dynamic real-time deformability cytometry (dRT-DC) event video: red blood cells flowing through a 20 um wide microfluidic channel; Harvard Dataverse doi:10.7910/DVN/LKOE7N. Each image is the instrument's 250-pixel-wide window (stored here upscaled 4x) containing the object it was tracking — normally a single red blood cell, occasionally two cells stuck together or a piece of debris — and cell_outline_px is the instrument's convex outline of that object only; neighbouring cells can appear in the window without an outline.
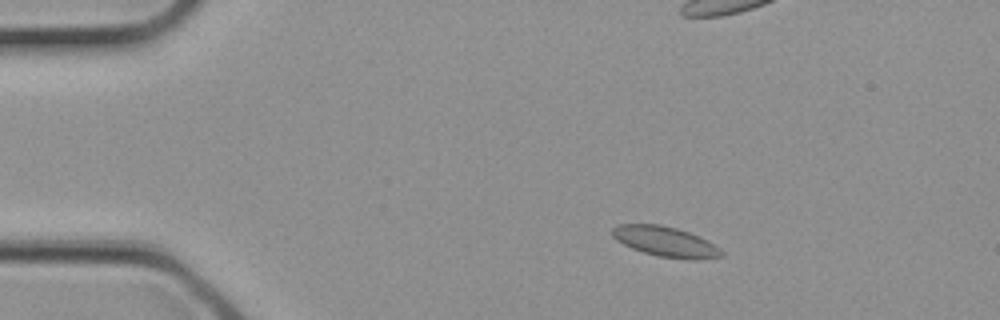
{"species": "common noctule bat (a hibernating species)", "species_latin": "Nyctalus noctula", "temperature_condition": "cold", "stored_images_in_passage": 2, "camera_frame_rate_fps": 3000, "um_per_image_px": 0.085, "animal": {"sex": "female", "body_mass_g": 21.9}, "frame": {"image": 1, "passage_image": 1, "time_ms": 0.0, "image_size_px": [1000, 320], "cell_outline_px": [[724, 256], [696, 260], [688, 260], [660, 256], [644, 252], [632, 248], [616, 240], [612, 236], [612, 228], [616, 224], [660, 224], [676, 228], [688, 232], [720, 248], [724, 252]], "centroid_in_image_um": [56.54, 20.54], "position_along_channel_um": 28.5, "area_um2": 19.02}}
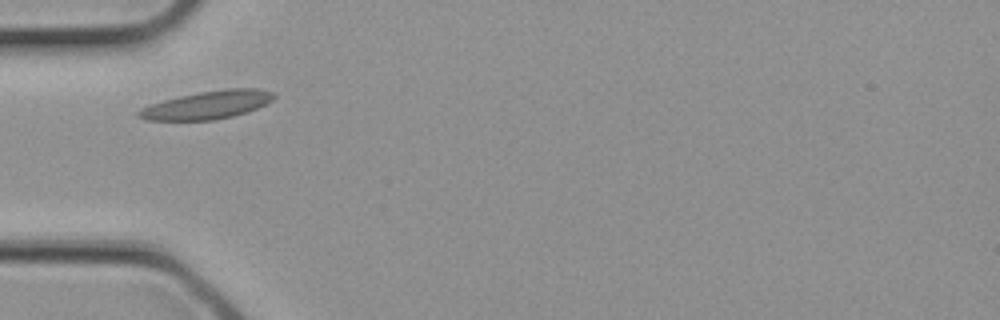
{"frame": {"image": 2, "passage_image": 2, "time_ms": 0.333, "image_size_px": [1000, 320], "cell_outline_px": [[276, 96], [272, 100], [248, 112], [232, 116], [212, 120], [148, 120], [136, 116], [136, 112], [140, 108], [164, 100], [180, 96], [200, 92], [224, 88], [256, 88], [276, 92]], "centroid_in_image_um": [17.64, 8.91], "position_along_channel_um": 67.4, "area_um2": 22.08}}